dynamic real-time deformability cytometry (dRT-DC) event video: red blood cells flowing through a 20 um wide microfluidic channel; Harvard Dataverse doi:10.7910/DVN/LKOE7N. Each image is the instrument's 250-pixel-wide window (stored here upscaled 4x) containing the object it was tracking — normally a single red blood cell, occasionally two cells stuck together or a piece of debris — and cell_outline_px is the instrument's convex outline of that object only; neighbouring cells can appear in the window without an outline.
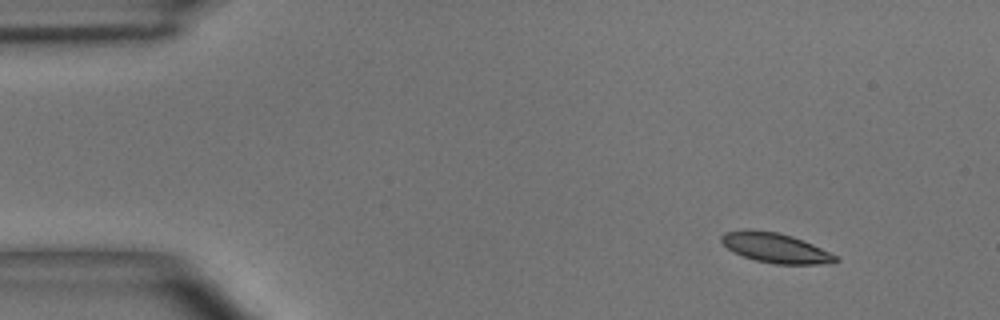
{"species": "common noctule bat (a hibernating species)", "species_latin": "Nyctalus noctula", "temperature_condition": "room temperature", "stored_images_in_passage": 5, "segment_of_instrument_passage": [1, 2], "camera_frame_rate_fps": 3000, "um_per_image_px": 0.085, "animal": {"sex": "male", "body_mass_g": 15.6}, "frame": {"image": 1, "passage_image": 1, "time_ms": 0.0, "image_size_px": [1000, 320], "cell_outline_px": [[840, 260], [816, 264], [776, 264], [756, 260], [744, 256], [728, 248], [720, 240], [720, 236], [724, 232], [748, 228], [752, 228], [776, 232], [792, 236], [812, 244], [836, 256]], "centroid_in_image_um": [65.84, 21.04], "position_along_channel_um": 19.2, "area_um2": 19.54}}